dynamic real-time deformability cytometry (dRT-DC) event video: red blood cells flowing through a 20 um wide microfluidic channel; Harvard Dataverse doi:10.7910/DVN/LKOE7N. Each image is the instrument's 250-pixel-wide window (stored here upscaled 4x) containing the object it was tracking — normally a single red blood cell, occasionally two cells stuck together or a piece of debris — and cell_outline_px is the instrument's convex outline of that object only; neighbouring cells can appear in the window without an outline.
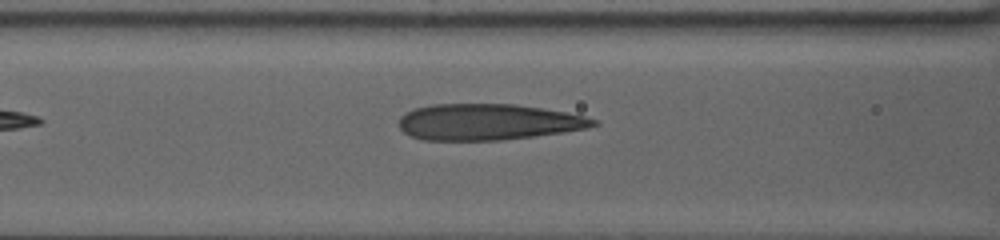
{"species": "human", "species_latin": "Homo sapiens", "temperature_condition": "warm", "stored_images_in_passage": 37, "camera_frame_rate_fps": 3000, "um_per_image_px": 0.085, "donor": {"sex": "female"}, "frame": {"image": 1, "passage_image": 3, "time_ms": 0.667, "image_size_px": [1000, 240], "cell_outline_px": [[600, 124], [588, 128], [564, 132], [500, 140], [420, 140], [404, 132], [400, 128], [400, 116], [404, 112], [416, 108], [432, 104], [516, 104], [564, 112], [584, 116], [596, 120]], "centroid_in_image_um": [41.46, 10.37], "position_along_channel_um": 125.1, "area_um2": 40.86}}
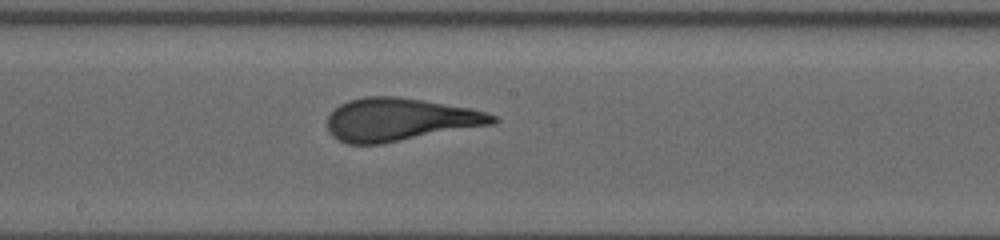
{"frame": {"image": 2, "passage_image": 13, "time_ms": 4.0, "image_size_px": [1000, 240], "cell_outline_px": [[500, 120], [496, 124], [380, 144], [348, 144], [332, 136], [328, 132], [328, 116], [340, 104], [348, 100], [364, 96], [396, 96], [472, 108], [496, 116]], "centroid_in_image_um": [34.0, 10.16], "position_along_channel_um": 214.2, "area_um2": 41.38}}
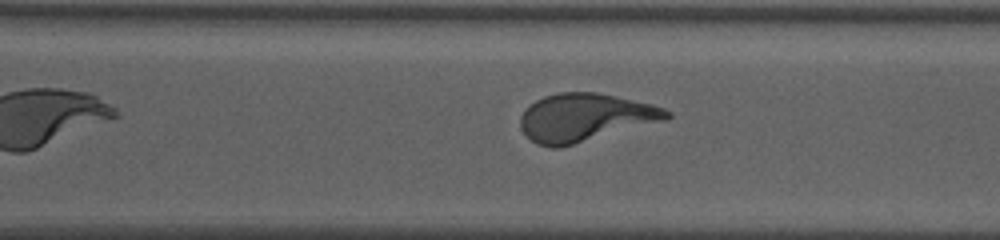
{"frame": {"image": 3, "passage_image": 25, "time_ms": 8.0, "image_size_px": [1000, 240], "cell_outline_px": [[672, 116], [668, 120], [556, 148], [548, 148], [536, 144], [520, 128], [520, 116], [524, 108], [536, 100], [544, 96], [560, 92], [596, 92], [652, 104], [664, 108], [672, 112]], "centroid_in_image_um": [49.73, 9.98], "position_along_channel_um": 320.9, "area_um2": 40.86}}